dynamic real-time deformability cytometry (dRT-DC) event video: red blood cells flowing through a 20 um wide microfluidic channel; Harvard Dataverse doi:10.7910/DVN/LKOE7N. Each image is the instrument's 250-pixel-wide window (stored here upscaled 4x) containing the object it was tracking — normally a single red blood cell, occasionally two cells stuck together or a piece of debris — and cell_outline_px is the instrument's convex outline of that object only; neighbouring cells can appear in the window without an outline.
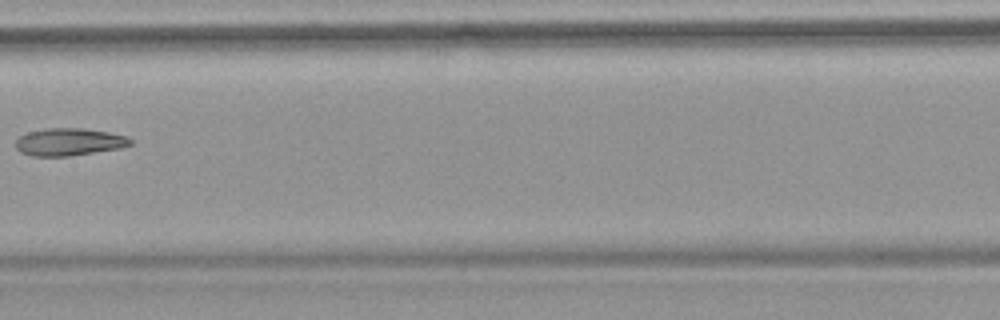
{"species": "common noctule bat (a hibernating species)", "species_latin": "Nyctalus noctula", "temperature_condition": "warm", "stored_images_in_passage": 7, "camera_frame_rate_fps": 3000, "um_per_image_px": 0.085, "animal": {"sex": "female", "body_mass_g": 18.4}, "frame": {"image": 1, "passage_image": 7, "time_ms": 9.0, "image_size_px": [1000, 320], "cell_outline_px": [[132, 144], [120, 148], [68, 156], [32, 156], [20, 152], [16, 148], [16, 140], [20, 136], [28, 132], [48, 128], [84, 128], [108, 132], [124, 136], [132, 140]], "centroid_in_image_um": [5.85, 12.06], "position_along_channel_um": 201.6, "area_um2": 18.21}}